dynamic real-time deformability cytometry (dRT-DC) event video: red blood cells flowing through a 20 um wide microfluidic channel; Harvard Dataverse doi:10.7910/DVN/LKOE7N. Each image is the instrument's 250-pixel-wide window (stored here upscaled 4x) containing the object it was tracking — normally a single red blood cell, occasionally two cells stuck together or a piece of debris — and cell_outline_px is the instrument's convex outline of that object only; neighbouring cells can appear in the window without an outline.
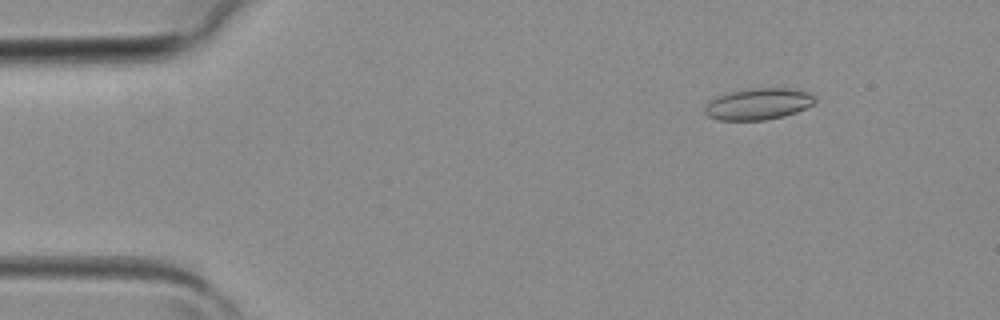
{"species": "common noctule bat (a hibernating species)", "species_latin": "Nyctalus noctula", "temperature_condition": "room temperature", "stored_images_in_passage": 5, "camera_frame_rate_fps": 3000, "um_per_image_px": 0.085, "animal": {"sex": "female", "body_mass_g": 19.3, "forearm_length_mm": 54.1}, "frame": {"image": 1, "passage_image": 5, "time_ms": 1.333, "image_size_px": [1000, 320], "cell_outline_px": [[816, 100], [812, 104], [796, 112], [784, 116], [764, 120], [716, 120], [708, 116], [704, 112], [704, 108], [716, 96], [728, 92], [748, 88], [788, 88], [808, 92], [816, 96]], "centroid_in_image_um": [64.44, 8.83], "position_along_channel_um": 20.6, "area_um2": 20.23}}